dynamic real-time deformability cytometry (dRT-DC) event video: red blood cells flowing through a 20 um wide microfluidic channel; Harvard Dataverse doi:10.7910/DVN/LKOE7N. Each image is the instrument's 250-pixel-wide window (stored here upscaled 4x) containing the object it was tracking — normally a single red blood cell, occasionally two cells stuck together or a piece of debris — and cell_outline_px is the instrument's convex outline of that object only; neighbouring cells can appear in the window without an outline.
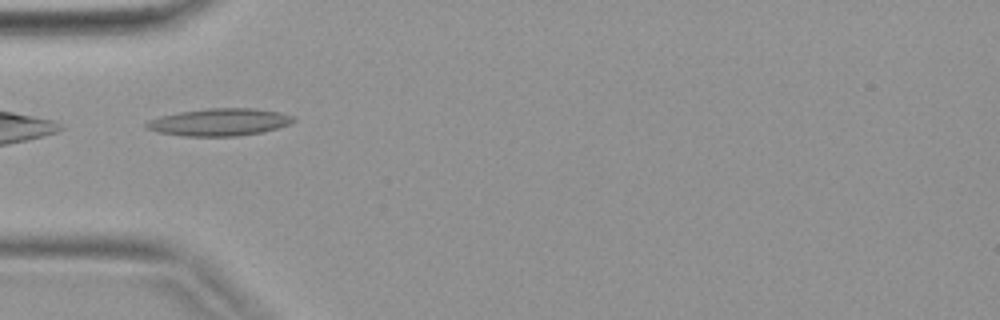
{"species": "common noctule bat (a hibernating species)", "species_latin": "Nyctalus noctula", "temperature_condition": "warm", "stored_images_in_passage": 41, "camera_frame_rate_fps": 3000, "um_per_image_px": 0.085, "animal": {"sex": "female", "body_mass_g": 19.9}, "frame": {"image": 1, "passage_image": 13, "time_ms": 4.0, "image_size_px": [1000, 320], "cell_outline_px": [[296, 120], [288, 124], [276, 128], [260, 132], [236, 136], [184, 136], [156, 132], [144, 128], [144, 124], [148, 120], [160, 116], [180, 112], [208, 108], [256, 108], [280, 112], [292, 116]], "centroid_in_image_um": [18.6, 10.38], "position_along_channel_um": 66.4, "area_um2": 23.41}}
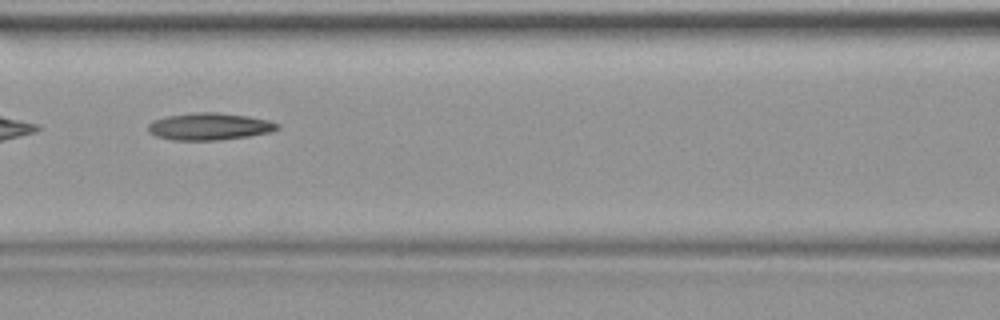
{"frame": {"image": 2, "passage_image": 18, "time_ms": 5.667, "image_size_px": [1000, 320], "cell_outline_px": [[280, 128], [272, 132], [248, 136], [220, 140], [172, 140], [156, 136], [148, 132], [148, 124], [152, 120], [168, 116], [192, 112], [216, 112], [248, 116], [268, 120], [280, 124]], "centroid_in_image_um": [17.8, 10.75], "position_along_channel_um": 148.8, "area_um2": 20.58}}
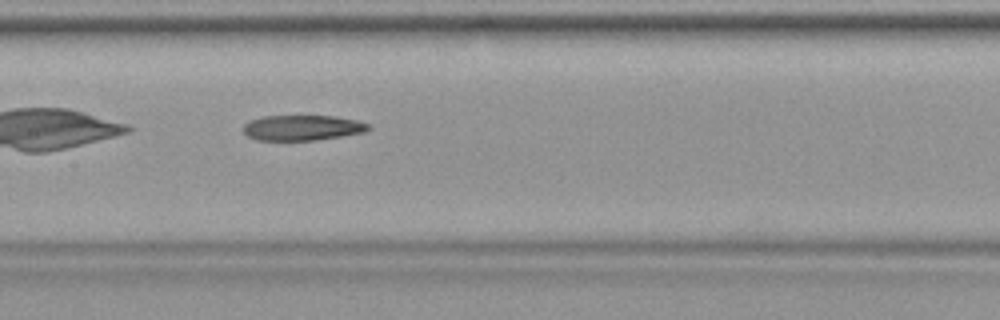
{"frame": {"image": 3, "passage_image": 20, "time_ms": 6.333, "image_size_px": [1000, 320], "cell_outline_px": [[372, 128], [364, 132], [344, 136], [316, 140], [256, 140], [248, 136], [244, 132], [244, 124], [252, 120], [264, 116], [336, 116], [356, 120], [372, 124]], "centroid_in_image_um": [25.77, 10.86], "position_along_channel_um": 181.6, "area_um2": 18.55}}